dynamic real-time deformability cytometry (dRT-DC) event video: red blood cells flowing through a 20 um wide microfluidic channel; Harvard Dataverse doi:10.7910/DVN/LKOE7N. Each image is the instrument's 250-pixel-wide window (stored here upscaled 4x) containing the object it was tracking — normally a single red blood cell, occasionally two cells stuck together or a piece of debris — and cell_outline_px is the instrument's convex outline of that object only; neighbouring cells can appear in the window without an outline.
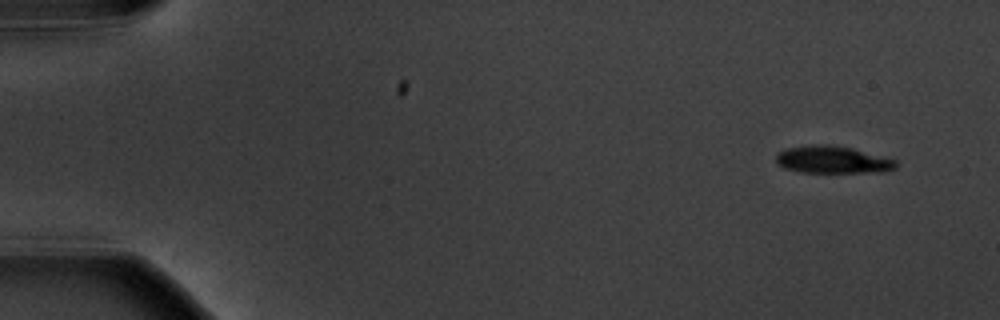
{"species": "common noctule bat (a hibernating species)", "species_latin": "Nyctalus noctula", "temperature_condition": "warm", "stored_images_in_passage": 4, "camera_frame_rate_fps": 3000, "um_per_image_px": 0.085, "animal": {"sex": "male", "body_mass_g": 20.1, "forearm_length_mm": 53.5}, "frame": {"image": 1, "passage_image": 1, "time_ms": 0.0, "image_size_px": [1000, 320], "cell_outline_px": [[896, 168], [884, 172], [800, 172], [784, 168], [776, 164], [776, 156], [784, 148], [812, 144], [828, 144], [852, 148], [888, 156], [896, 160]], "centroid_in_image_um": [70.79, 13.56], "position_along_channel_um": 14.2, "area_um2": 19.42}}